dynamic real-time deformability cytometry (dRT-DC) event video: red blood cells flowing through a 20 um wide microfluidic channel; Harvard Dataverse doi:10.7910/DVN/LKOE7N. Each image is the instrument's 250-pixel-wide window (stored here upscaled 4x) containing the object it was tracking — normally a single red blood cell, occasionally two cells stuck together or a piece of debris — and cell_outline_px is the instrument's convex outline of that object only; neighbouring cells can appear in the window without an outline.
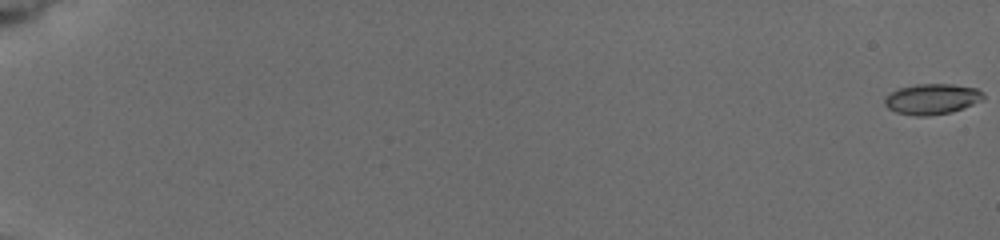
{"species": "common noctule bat (a hibernating species)", "species_latin": "Nyctalus noctula", "temperature_condition": "cold", "stored_images_in_passage": 40, "camera_frame_rate_fps": 3000, "um_per_image_px": 0.085, "animal": {"sex": "female", "body_mass_g": 19.5, "forearm_length_mm": 54.1}, "frame": {"image": 1, "passage_image": 1, "time_ms": 0.0, "image_size_px": [1000, 240], "cell_outline_px": [[984, 100], [964, 108], [952, 112], [928, 116], [916, 116], [896, 112], [888, 108], [884, 104], [884, 96], [900, 88], [916, 84], [952, 84], [976, 88], [984, 96]], "centroid_in_image_um": [79.21, 8.42], "position_along_channel_um": 5.8, "area_um2": 17.63}}
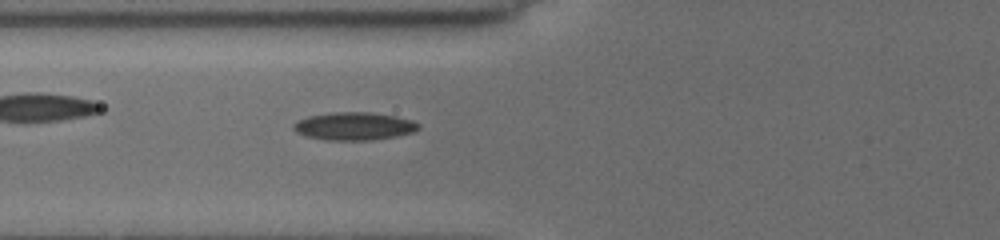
{"frame": {"image": 2, "passage_image": 39, "time_ms": 8.0, "image_size_px": [1000, 240], "cell_outline_px": [[420, 128], [416, 132], [396, 136], [372, 140], [324, 140], [304, 136], [296, 132], [292, 128], [292, 124], [296, 120], [308, 116], [328, 112], [372, 112], [396, 116], [412, 120], [420, 124]], "centroid_in_image_um": [30.08, 10.72], "position_along_channel_um": 95.7, "area_um2": 20.75}}